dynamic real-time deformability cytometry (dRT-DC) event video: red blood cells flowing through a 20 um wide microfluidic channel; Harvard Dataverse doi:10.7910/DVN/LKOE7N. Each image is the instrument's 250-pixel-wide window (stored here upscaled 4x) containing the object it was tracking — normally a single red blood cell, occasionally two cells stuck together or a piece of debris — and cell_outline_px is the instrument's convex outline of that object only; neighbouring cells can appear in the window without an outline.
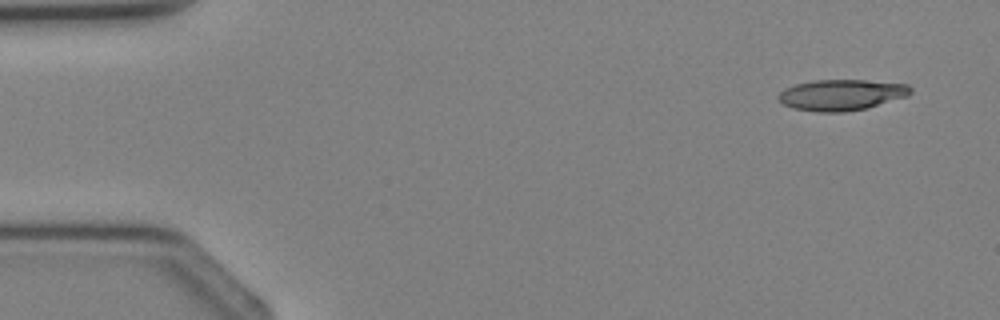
{"species": "Egyptian fruit bat (a non-hibernating species)", "species_latin": "Rousettus aegyptiacus", "temperature_condition": "cold", "stored_images_in_passage": 3, "camera_frame_rate_fps": 3000, "um_per_image_px": 0.085, "animal": {"sex": "female"}, "frame": {"image": 1, "passage_image": 1, "time_ms": 0.0, "image_size_px": [1000, 320], "cell_outline_px": [[912, 92], [908, 96], [868, 108], [844, 112], [816, 112], [792, 108], [784, 104], [776, 96], [784, 88], [796, 84], [812, 80], [864, 80], [908, 84], [912, 88]], "centroid_in_image_um": [71.53, 8.07], "position_along_channel_um": 13.5, "area_um2": 24.04}}
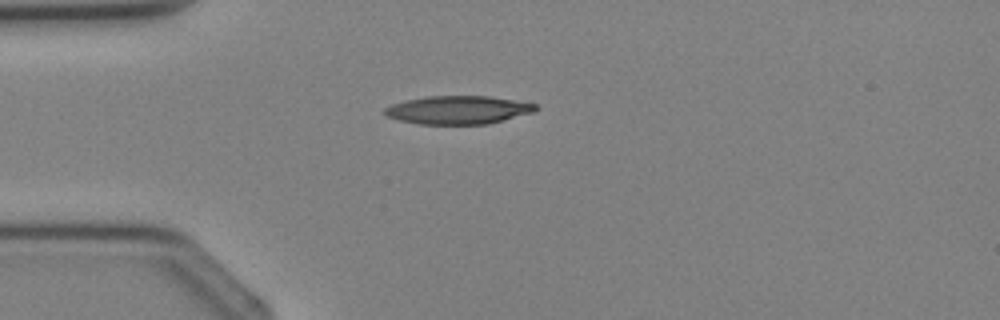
{"frame": {"image": 2, "passage_image": 3, "time_ms": 2.333, "image_size_px": [1000, 320], "cell_outline_px": [[540, 108], [532, 112], [488, 124], [420, 124], [400, 120], [388, 116], [384, 112], [384, 108], [392, 104], [404, 100], [428, 96], [488, 96], [536, 104]], "centroid_in_image_um": [38.92, 9.34], "position_along_channel_um": 46.1, "area_um2": 24.62}}